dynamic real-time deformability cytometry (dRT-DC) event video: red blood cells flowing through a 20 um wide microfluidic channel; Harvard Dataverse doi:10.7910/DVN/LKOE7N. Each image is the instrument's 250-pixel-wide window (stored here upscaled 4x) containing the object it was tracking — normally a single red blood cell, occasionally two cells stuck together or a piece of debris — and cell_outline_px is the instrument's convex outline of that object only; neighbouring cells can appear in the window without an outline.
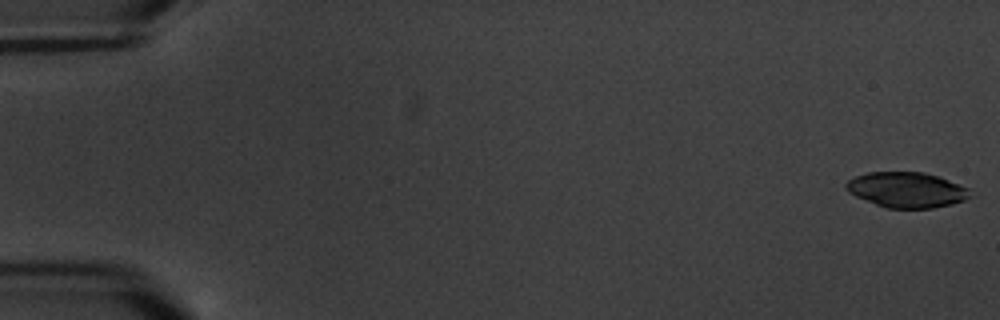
{"species": "common noctule bat (a hibernating species)", "species_latin": "Nyctalus noctula", "temperature_condition": "warm", "stored_images_in_passage": 6, "camera_frame_rate_fps": 3000, "um_per_image_px": 0.085, "animal": {"sex": "male", "body_mass_g": 20.1, "forearm_length_mm": 53.5}, "frame": {"image": 1, "passage_image": 1, "time_ms": 0.0, "image_size_px": [1000, 320], "cell_outline_px": [[972, 196], [964, 200], [952, 204], [932, 208], [888, 208], [876, 204], [856, 196], [848, 192], [844, 188], [844, 184], [848, 180], [856, 176], [868, 172], [924, 172], [940, 176], [968, 188]], "centroid_in_image_um": [77.07, 16.13], "position_along_channel_um": 7.9, "area_um2": 25.61}}